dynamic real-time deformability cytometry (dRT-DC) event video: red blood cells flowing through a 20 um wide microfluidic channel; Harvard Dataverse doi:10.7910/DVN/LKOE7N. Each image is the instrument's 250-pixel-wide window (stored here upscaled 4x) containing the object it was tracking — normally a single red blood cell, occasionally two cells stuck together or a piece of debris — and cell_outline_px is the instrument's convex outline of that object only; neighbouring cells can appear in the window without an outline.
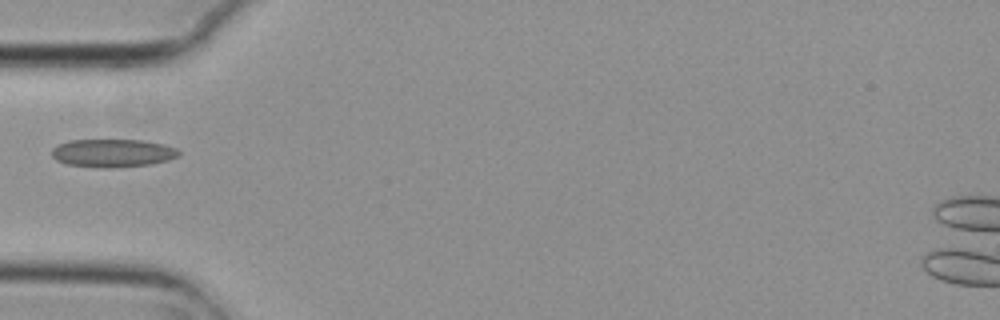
{"species": "common noctule bat (a hibernating species)", "species_latin": "Nyctalus noctula", "temperature_condition": "cold", "stored_images_in_passage": 1, "camera_frame_rate_fps": 3000, "um_per_image_px": 0.085, "animal": {"sex": "female", "body_mass_g": 29.2, "forearm_length_mm": 56.3}, "frame": {"image": 1, "passage_image": 1, "time_ms": 0.0, "image_size_px": [1000, 320], "cell_outline_px": [[180, 156], [168, 160], [152, 164], [112, 168], [104, 168], [68, 164], [56, 160], [52, 156], [52, 148], [56, 144], [68, 140], [144, 140], [164, 144], [176, 148], [180, 152]], "centroid_in_image_um": [9.59, 13.0], "position_along_channel_um": 75.4, "area_um2": 20.98}}